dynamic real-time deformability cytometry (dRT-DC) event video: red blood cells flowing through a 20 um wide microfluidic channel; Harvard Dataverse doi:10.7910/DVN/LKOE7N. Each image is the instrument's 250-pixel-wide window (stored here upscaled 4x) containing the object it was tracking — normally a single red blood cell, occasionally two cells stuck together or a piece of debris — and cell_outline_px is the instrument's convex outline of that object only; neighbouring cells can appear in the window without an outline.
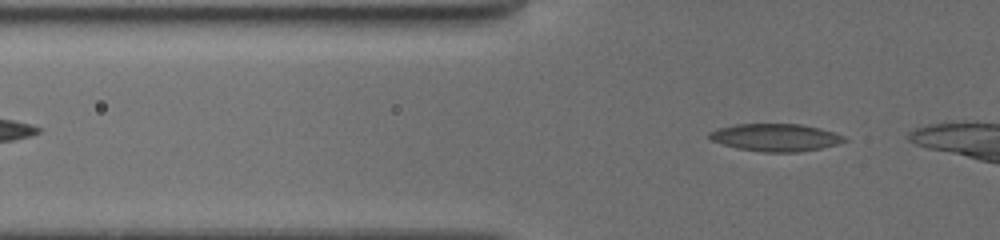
{"species": "common noctule bat (a hibernating species)", "species_latin": "Nyctalus noctula", "temperature_condition": "cold", "stored_images_in_passage": 13, "camera_frame_rate_fps": 3000, "um_per_image_px": 0.085, "animal": {"sex": "female", "body_mass_g": 19.5, "forearm_length_mm": 54.1}, "frame": {"image": 1, "passage_image": 2, "time_ms": 0.333, "image_size_px": [1000, 240], "cell_outline_px": [[848, 140], [836, 144], [820, 148], [796, 152], [764, 152], [740, 148], [724, 144], [712, 140], [708, 136], [708, 132], [716, 128], [736, 124], [800, 124], [820, 128], [844, 136]], "centroid_in_image_um": [65.91, 11.67], "position_along_channel_um": 59.9, "area_um2": 21.39}}
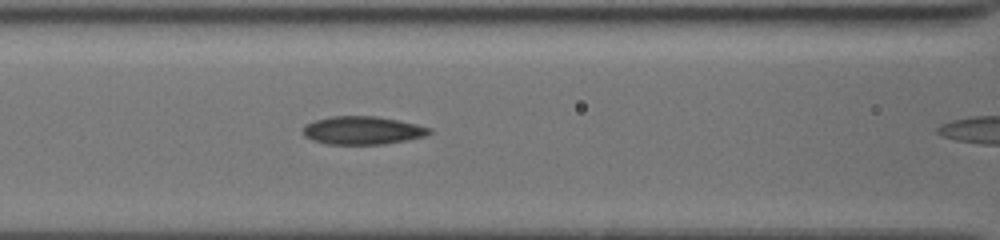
{"frame": {"image": 2, "passage_image": 9, "time_ms": 2.667, "image_size_px": [1000, 240], "cell_outline_px": [[432, 132], [428, 136], [408, 140], [384, 144], [328, 144], [312, 140], [304, 136], [300, 132], [304, 124], [316, 120], [332, 116], [376, 116], [416, 124], [432, 128]], "centroid_in_image_um": [30.81, 11.09], "position_along_channel_um": 135.8, "area_um2": 20.92}}
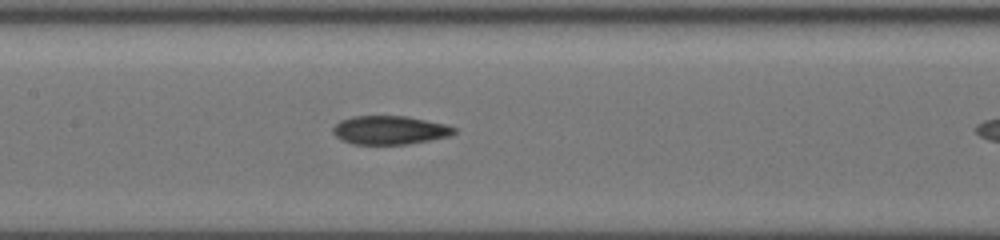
{"frame": {"image": 3, "passage_image": 12, "time_ms": 3.667, "image_size_px": [1000, 240], "cell_outline_px": [[456, 132], [448, 136], [408, 144], [352, 144], [340, 140], [332, 132], [332, 128], [340, 120], [352, 116], [408, 116], [444, 124], [456, 128]], "centroid_in_image_um": [33.08, 11.06], "position_along_channel_um": 174.3, "area_um2": 20.17}}